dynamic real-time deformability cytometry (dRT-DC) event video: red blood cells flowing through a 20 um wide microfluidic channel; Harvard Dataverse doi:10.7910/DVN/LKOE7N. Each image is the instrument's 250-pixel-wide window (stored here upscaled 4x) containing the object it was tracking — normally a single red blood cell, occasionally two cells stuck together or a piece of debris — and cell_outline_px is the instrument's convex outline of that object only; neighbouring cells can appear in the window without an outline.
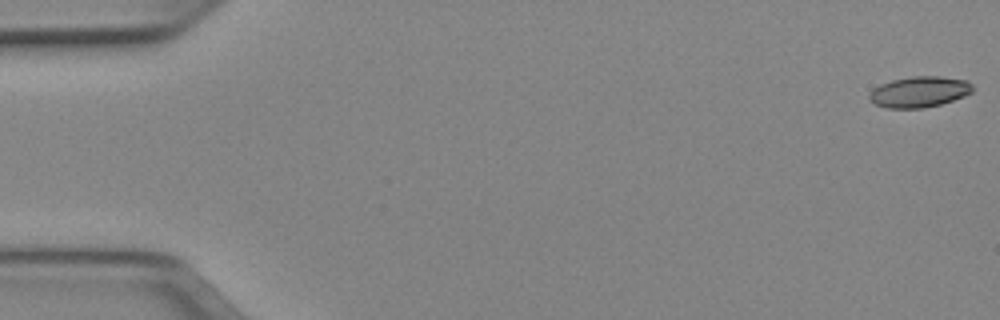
{"species": "Egyptian fruit bat (a non-hibernating species)", "species_latin": "Rousettus aegyptiacus", "temperature_condition": "cold", "stored_images_in_passage": 51, "camera_frame_rate_fps": 3000, "um_per_image_px": 0.085, "animal": {"sex": "female"}, "frame": {"image": 1, "passage_image": 1, "time_ms": 0.0, "image_size_px": [1000, 320], "cell_outline_px": [[972, 92], [964, 96], [940, 104], [924, 108], [888, 108], [876, 104], [868, 100], [868, 92], [872, 88], [880, 84], [892, 80], [912, 76], [940, 76], [968, 80], [972, 84]], "centroid_in_image_um": [78.11, 7.8], "position_along_channel_um": 6.9, "area_um2": 18.73}}
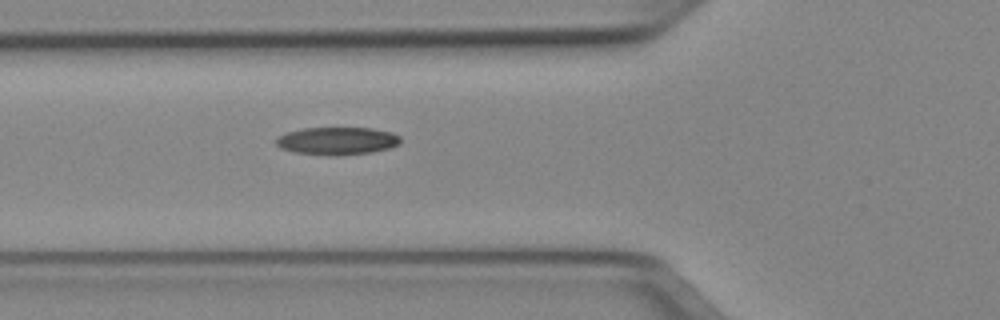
{"frame": {"image": 2, "passage_image": 19, "time_ms": 6.0, "image_size_px": [1000, 320], "cell_outline_px": [[400, 144], [388, 148], [372, 152], [328, 156], [292, 152], [280, 148], [276, 144], [276, 136], [284, 132], [304, 128], [372, 128], [392, 132], [400, 136]], "centroid_in_image_um": [28.61, 11.97], "position_along_channel_um": 97.2, "area_um2": 20.29}}
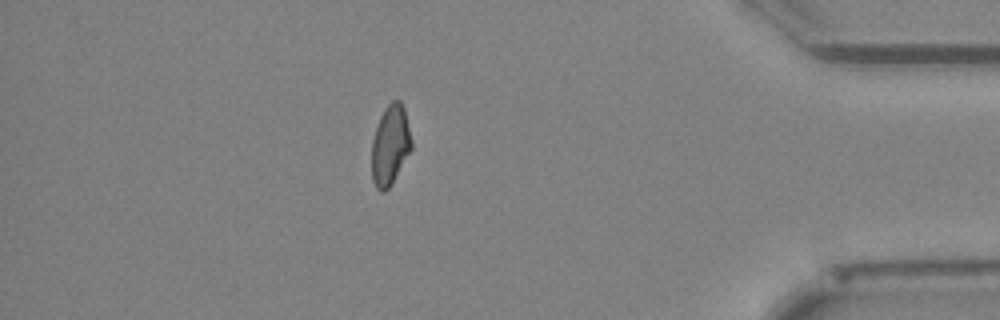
{"frame": {"image": 3, "passage_image": 45, "time_ms": 14.667, "image_size_px": [1000, 320], "cell_outline_px": [[412, 148], [388, 188], [384, 192], [380, 192], [376, 188], [372, 180], [372, 140], [380, 116], [384, 108], [392, 100], [400, 100], [404, 108], [412, 140]], "centroid_in_image_um": [33.16, 12.31], "position_along_channel_um": 402.0, "area_um2": 18.38}, "authors_computed_cell_mechanics": {"area_um2": 19.0162, "velocity_mm_per_s": 3.9844, "shape_relaxation_time_tau1_ms": null, "shape_relaxation_time_tau2_ms": 8.219, "deformation_change_tau1": null, "deformation_change_tau2": 0.127}}